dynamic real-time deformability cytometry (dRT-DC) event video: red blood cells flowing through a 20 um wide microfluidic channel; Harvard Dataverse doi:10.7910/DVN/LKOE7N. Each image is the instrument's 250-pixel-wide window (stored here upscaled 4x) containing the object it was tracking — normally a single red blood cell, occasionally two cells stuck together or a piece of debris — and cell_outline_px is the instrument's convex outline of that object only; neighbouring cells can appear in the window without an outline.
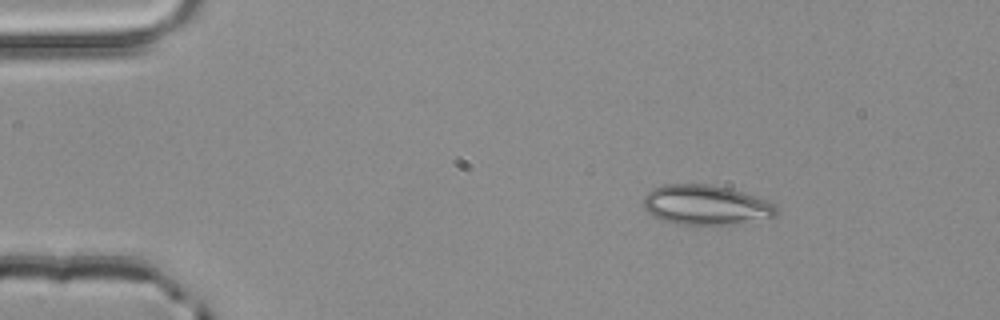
{"species": "common noctule bat (a hibernating species)", "species_latin": "Nyctalus noctula", "temperature_condition": "room temperature", "stored_images_in_passage": 2, "camera_frame_rate_fps": 3000, "um_per_image_px": 0.085, "animal": {"sex": "male", "body_mass_g": 20.4}, "frame": {"image": 1, "passage_image": 1, "time_ms": 0.0, "image_size_px": [1000, 320], "cell_outline_px": [[776, 216], [712, 228], [676, 224], [652, 216], [644, 208], [644, 196], [652, 188], [664, 184], [712, 184], [744, 192], [764, 200], [772, 204], [776, 208]], "centroid_in_image_um": [59.94, 17.45], "position_along_channel_um": 25.1, "area_um2": 31.39}}